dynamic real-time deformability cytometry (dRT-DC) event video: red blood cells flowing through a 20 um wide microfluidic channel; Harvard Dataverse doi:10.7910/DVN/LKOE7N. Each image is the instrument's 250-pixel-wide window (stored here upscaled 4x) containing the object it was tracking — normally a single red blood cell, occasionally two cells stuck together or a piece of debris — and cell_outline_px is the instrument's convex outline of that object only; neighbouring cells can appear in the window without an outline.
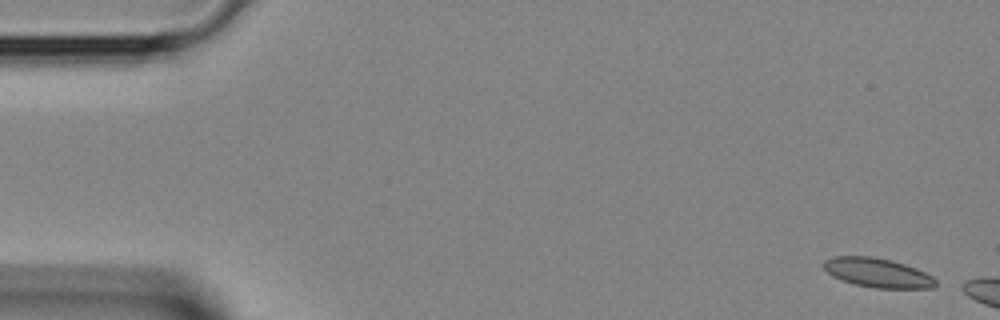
{"species": "Egyptian fruit bat (a non-hibernating species)", "species_latin": "Rousettus aegyptiacus", "temperature_condition": "room temperature", "stored_images_in_passage": 1, "camera_frame_rate_fps": 3000, "um_per_image_px": 0.085, "animal": {"sex": "female"}, "frame": {"image": 1, "passage_image": 1, "time_ms": 0.0, "image_size_px": [1000, 320], "cell_outline_px": [[936, 288], [872, 288], [840, 280], [832, 276], [824, 268], [824, 260], [832, 256], [872, 256], [892, 260], [916, 268], [932, 276], [936, 280]], "centroid_in_image_um": [74.59, 23.18], "position_along_channel_um": 10.4, "area_um2": 19.19}}